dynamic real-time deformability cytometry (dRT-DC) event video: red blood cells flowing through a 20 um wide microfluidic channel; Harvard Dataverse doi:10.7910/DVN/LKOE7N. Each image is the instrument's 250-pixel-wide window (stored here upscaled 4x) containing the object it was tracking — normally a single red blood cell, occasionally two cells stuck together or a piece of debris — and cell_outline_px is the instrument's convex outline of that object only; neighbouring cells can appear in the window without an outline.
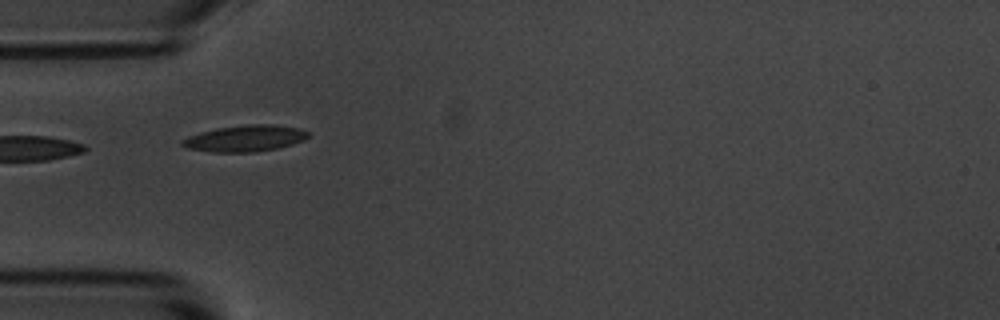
{"species": "common noctule bat (a hibernating species)", "species_latin": "Nyctalus noctula", "temperature_condition": "room temperature", "stored_images_in_passage": 11, "camera_frame_rate_fps": 3000, "um_per_image_px": 0.085, "animal": {"sex": "male", "body_mass_g": 20.1, "forearm_length_mm": 53.5}, "frame": {"image": 1, "passage_image": 1, "time_ms": 0.0, "image_size_px": [1000, 320], "cell_outline_px": [[308, 136], [304, 140], [292, 144], [276, 148], [256, 152], [212, 152], [188, 148], [180, 144], [180, 140], [188, 136], [200, 132], [216, 128], [244, 124], [272, 124], [300, 128], [308, 132]], "centroid_in_image_um": [20.81, 11.75], "position_along_channel_um": 64.2, "area_um2": 19.42}}
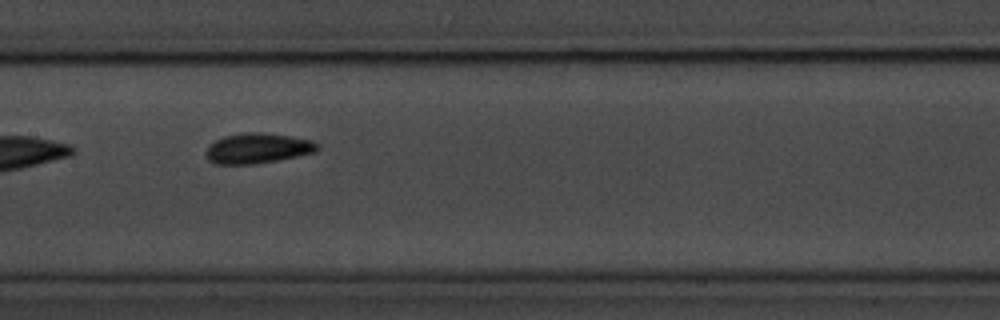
{"frame": {"image": 2, "passage_image": 4, "time_ms": 3.333, "image_size_px": [1000, 320], "cell_outline_px": [[320, 148], [316, 152], [256, 164], [216, 164], [208, 160], [204, 152], [216, 140], [224, 136], [244, 132], [264, 132], [292, 136], [312, 140], [320, 144]], "centroid_in_image_um": [21.93, 12.59], "position_along_channel_um": 185.5, "area_um2": 19.77}}
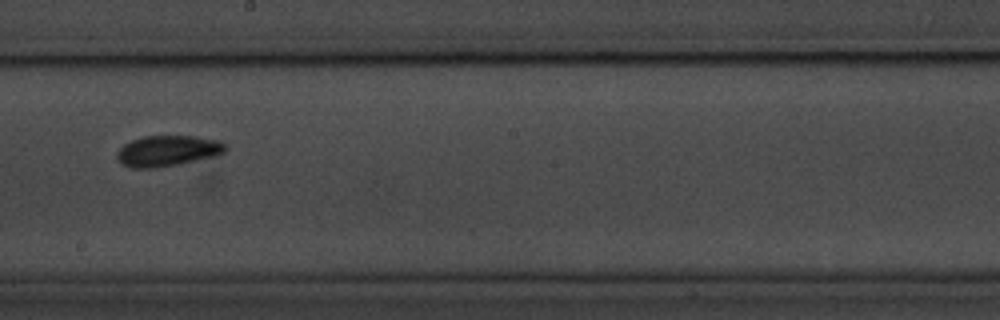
{"frame": {"image": 3, "passage_image": 5, "time_ms": 4.667, "image_size_px": [1000, 320], "cell_outline_px": [[228, 148], [224, 152], [216, 156], [180, 164], [156, 168], [132, 168], [120, 164], [116, 156], [116, 152], [124, 144], [132, 140], [144, 136], [196, 136], [220, 140], [228, 144]], "centroid_in_image_um": [14.27, 12.83], "position_along_channel_um": 233.9, "area_um2": 19.83}, "authors_computed_cell_mechanics": {"area_um2": 18.496, "velocity_mm_per_s": 3.6605, "shape_relaxation_time_tau1_ms": 1.8523, "shape_relaxation_time_tau2_ms": null, "deformation_change_tau1": 0.0566, "deformation_change_tau2": null}}